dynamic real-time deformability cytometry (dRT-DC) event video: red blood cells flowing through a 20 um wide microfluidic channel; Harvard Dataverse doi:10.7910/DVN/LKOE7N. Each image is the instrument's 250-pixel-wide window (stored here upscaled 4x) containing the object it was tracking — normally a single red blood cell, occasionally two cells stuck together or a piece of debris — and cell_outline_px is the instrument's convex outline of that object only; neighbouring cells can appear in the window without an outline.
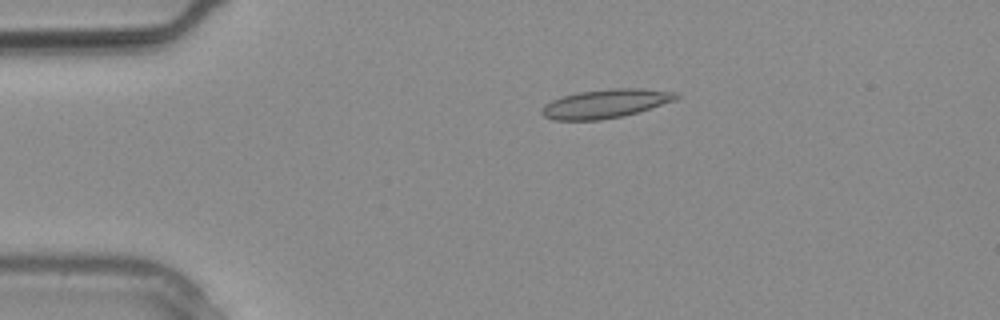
{"species": "common noctule bat (a hibernating species)", "species_latin": "Nyctalus noctula", "temperature_condition": "warm", "stored_images_in_passage": 28, "camera_frame_rate_fps": 3000, "um_per_image_px": 0.085, "animal": {"sex": "male", "body_mass_g": 20.4}, "frame": {"image": 1, "passage_image": 5, "time_ms": 1.333, "image_size_px": [1000, 320], "cell_outline_px": [[680, 96], [676, 100], [624, 116], [600, 120], [552, 120], [544, 116], [540, 112], [544, 104], [552, 100], [576, 92], [612, 88], [640, 88], [676, 92]], "centroid_in_image_um": [51.46, 8.81], "position_along_channel_um": 33.5, "area_um2": 22.6}}